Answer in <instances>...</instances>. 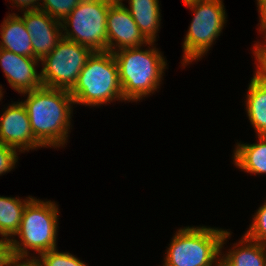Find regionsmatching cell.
Listing matches in <instances>:
<instances>
[{"instance_id":"obj_6","label":"cell","mask_w":266,"mask_h":266,"mask_svg":"<svg viewBox=\"0 0 266 266\" xmlns=\"http://www.w3.org/2000/svg\"><path fill=\"white\" fill-rule=\"evenodd\" d=\"M185 6L193 11L194 17L182 44L184 67L208 53L227 21L223 0H194Z\"/></svg>"},{"instance_id":"obj_24","label":"cell","mask_w":266,"mask_h":266,"mask_svg":"<svg viewBox=\"0 0 266 266\" xmlns=\"http://www.w3.org/2000/svg\"><path fill=\"white\" fill-rule=\"evenodd\" d=\"M12 3L24 12L40 10L41 0H10Z\"/></svg>"},{"instance_id":"obj_4","label":"cell","mask_w":266,"mask_h":266,"mask_svg":"<svg viewBox=\"0 0 266 266\" xmlns=\"http://www.w3.org/2000/svg\"><path fill=\"white\" fill-rule=\"evenodd\" d=\"M231 231L186 226L176 231L162 266H219V257Z\"/></svg>"},{"instance_id":"obj_2","label":"cell","mask_w":266,"mask_h":266,"mask_svg":"<svg viewBox=\"0 0 266 266\" xmlns=\"http://www.w3.org/2000/svg\"><path fill=\"white\" fill-rule=\"evenodd\" d=\"M144 46L124 48L113 53L118 64L123 98L127 102L140 101L154 94L163 80L167 63L154 42ZM162 79V80H161Z\"/></svg>"},{"instance_id":"obj_21","label":"cell","mask_w":266,"mask_h":266,"mask_svg":"<svg viewBox=\"0 0 266 266\" xmlns=\"http://www.w3.org/2000/svg\"><path fill=\"white\" fill-rule=\"evenodd\" d=\"M252 219L244 235L250 240L266 245V201L258 208Z\"/></svg>"},{"instance_id":"obj_3","label":"cell","mask_w":266,"mask_h":266,"mask_svg":"<svg viewBox=\"0 0 266 266\" xmlns=\"http://www.w3.org/2000/svg\"><path fill=\"white\" fill-rule=\"evenodd\" d=\"M58 205L54 201L32 198L24 208L19 231L14 235L19 240H10L11 253L14 258L36 259L29 256L30 250L37 255L57 248Z\"/></svg>"},{"instance_id":"obj_17","label":"cell","mask_w":266,"mask_h":266,"mask_svg":"<svg viewBox=\"0 0 266 266\" xmlns=\"http://www.w3.org/2000/svg\"><path fill=\"white\" fill-rule=\"evenodd\" d=\"M32 196L20 199L19 197L0 196V236L6 240L19 231L25 206Z\"/></svg>"},{"instance_id":"obj_25","label":"cell","mask_w":266,"mask_h":266,"mask_svg":"<svg viewBox=\"0 0 266 266\" xmlns=\"http://www.w3.org/2000/svg\"><path fill=\"white\" fill-rule=\"evenodd\" d=\"M12 258L10 241L0 238V266H6Z\"/></svg>"},{"instance_id":"obj_18","label":"cell","mask_w":266,"mask_h":266,"mask_svg":"<svg viewBox=\"0 0 266 266\" xmlns=\"http://www.w3.org/2000/svg\"><path fill=\"white\" fill-rule=\"evenodd\" d=\"M246 112L257 136H266V85L251 78L246 95Z\"/></svg>"},{"instance_id":"obj_29","label":"cell","mask_w":266,"mask_h":266,"mask_svg":"<svg viewBox=\"0 0 266 266\" xmlns=\"http://www.w3.org/2000/svg\"><path fill=\"white\" fill-rule=\"evenodd\" d=\"M182 1H183L184 4H185V3H187V2L194 1V0H182Z\"/></svg>"},{"instance_id":"obj_7","label":"cell","mask_w":266,"mask_h":266,"mask_svg":"<svg viewBox=\"0 0 266 266\" xmlns=\"http://www.w3.org/2000/svg\"><path fill=\"white\" fill-rule=\"evenodd\" d=\"M114 1L82 0L61 22L63 38L93 51H108L107 14Z\"/></svg>"},{"instance_id":"obj_10","label":"cell","mask_w":266,"mask_h":266,"mask_svg":"<svg viewBox=\"0 0 266 266\" xmlns=\"http://www.w3.org/2000/svg\"><path fill=\"white\" fill-rule=\"evenodd\" d=\"M0 142L22 153L43 147L34 138L29 116L21 101L9 104L1 114Z\"/></svg>"},{"instance_id":"obj_23","label":"cell","mask_w":266,"mask_h":266,"mask_svg":"<svg viewBox=\"0 0 266 266\" xmlns=\"http://www.w3.org/2000/svg\"><path fill=\"white\" fill-rule=\"evenodd\" d=\"M17 150L0 142V176L14 169L18 162Z\"/></svg>"},{"instance_id":"obj_12","label":"cell","mask_w":266,"mask_h":266,"mask_svg":"<svg viewBox=\"0 0 266 266\" xmlns=\"http://www.w3.org/2000/svg\"><path fill=\"white\" fill-rule=\"evenodd\" d=\"M39 60L0 48V65L9 85L22 94L42 87Z\"/></svg>"},{"instance_id":"obj_15","label":"cell","mask_w":266,"mask_h":266,"mask_svg":"<svg viewBox=\"0 0 266 266\" xmlns=\"http://www.w3.org/2000/svg\"><path fill=\"white\" fill-rule=\"evenodd\" d=\"M123 2V0H120ZM133 20L149 42H156L161 24L159 0H128Z\"/></svg>"},{"instance_id":"obj_14","label":"cell","mask_w":266,"mask_h":266,"mask_svg":"<svg viewBox=\"0 0 266 266\" xmlns=\"http://www.w3.org/2000/svg\"><path fill=\"white\" fill-rule=\"evenodd\" d=\"M226 254L220 253L219 266H265L266 245L242 235Z\"/></svg>"},{"instance_id":"obj_11","label":"cell","mask_w":266,"mask_h":266,"mask_svg":"<svg viewBox=\"0 0 266 266\" xmlns=\"http://www.w3.org/2000/svg\"><path fill=\"white\" fill-rule=\"evenodd\" d=\"M20 17L31 36L33 58L43 60L63 38L61 21L40 10L23 12Z\"/></svg>"},{"instance_id":"obj_22","label":"cell","mask_w":266,"mask_h":266,"mask_svg":"<svg viewBox=\"0 0 266 266\" xmlns=\"http://www.w3.org/2000/svg\"><path fill=\"white\" fill-rule=\"evenodd\" d=\"M254 45L252 52L254 53V58L257 61V69H255L256 71L252 79L257 81L258 83L266 85V38L264 39V42L262 44L257 41V43H255Z\"/></svg>"},{"instance_id":"obj_20","label":"cell","mask_w":266,"mask_h":266,"mask_svg":"<svg viewBox=\"0 0 266 266\" xmlns=\"http://www.w3.org/2000/svg\"><path fill=\"white\" fill-rule=\"evenodd\" d=\"M40 11L63 21L82 0H41Z\"/></svg>"},{"instance_id":"obj_28","label":"cell","mask_w":266,"mask_h":266,"mask_svg":"<svg viewBox=\"0 0 266 266\" xmlns=\"http://www.w3.org/2000/svg\"><path fill=\"white\" fill-rule=\"evenodd\" d=\"M3 93L4 91H3L2 85H0V101L3 98Z\"/></svg>"},{"instance_id":"obj_5","label":"cell","mask_w":266,"mask_h":266,"mask_svg":"<svg viewBox=\"0 0 266 266\" xmlns=\"http://www.w3.org/2000/svg\"><path fill=\"white\" fill-rule=\"evenodd\" d=\"M70 94L74 105L99 107L116 100L125 101L113 53L94 51L83 66Z\"/></svg>"},{"instance_id":"obj_9","label":"cell","mask_w":266,"mask_h":266,"mask_svg":"<svg viewBox=\"0 0 266 266\" xmlns=\"http://www.w3.org/2000/svg\"><path fill=\"white\" fill-rule=\"evenodd\" d=\"M108 51L114 53L120 49L147 46L149 41L143 36L127 7L115 0L107 14Z\"/></svg>"},{"instance_id":"obj_8","label":"cell","mask_w":266,"mask_h":266,"mask_svg":"<svg viewBox=\"0 0 266 266\" xmlns=\"http://www.w3.org/2000/svg\"><path fill=\"white\" fill-rule=\"evenodd\" d=\"M94 51L84 45L62 38L56 47L41 60L42 85L49 88L71 90Z\"/></svg>"},{"instance_id":"obj_13","label":"cell","mask_w":266,"mask_h":266,"mask_svg":"<svg viewBox=\"0 0 266 266\" xmlns=\"http://www.w3.org/2000/svg\"><path fill=\"white\" fill-rule=\"evenodd\" d=\"M0 27V48L33 58L31 36L19 15L16 13L7 15Z\"/></svg>"},{"instance_id":"obj_26","label":"cell","mask_w":266,"mask_h":266,"mask_svg":"<svg viewBox=\"0 0 266 266\" xmlns=\"http://www.w3.org/2000/svg\"><path fill=\"white\" fill-rule=\"evenodd\" d=\"M257 1V7H258V13H259V33L263 35V38H266V0H256Z\"/></svg>"},{"instance_id":"obj_1","label":"cell","mask_w":266,"mask_h":266,"mask_svg":"<svg viewBox=\"0 0 266 266\" xmlns=\"http://www.w3.org/2000/svg\"><path fill=\"white\" fill-rule=\"evenodd\" d=\"M24 94V95H23ZM34 138L43 147L61 148L69 139L74 99L69 90L42 86L22 93Z\"/></svg>"},{"instance_id":"obj_19","label":"cell","mask_w":266,"mask_h":266,"mask_svg":"<svg viewBox=\"0 0 266 266\" xmlns=\"http://www.w3.org/2000/svg\"><path fill=\"white\" fill-rule=\"evenodd\" d=\"M40 266H88L69 252H59L58 249H52L36 257Z\"/></svg>"},{"instance_id":"obj_27","label":"cell","mask_w":266,"mask_h":266,"mask_svg":"<svg viewBox=\"0 0 266 266\" xmlns=\"http://www.w3.org/2000/svg\"><path fill=\"white\" fill-rule=\"evenodd\" d=\"M6 266H40L36 259L12 258Z\"/></svg>"},{"instance_id":"obj_16","label":"cell","mask_w":266,"mask_h":266,"mask_svg":"<svg viewBox=\"0 0 266 266\" xmlns=\"http://www.w3.org/2000/svg\"><path fill=\"white\" fill-rule=\"evenodd\" d=\"M257 138L258 143H236L232 158L234 165L241 171L263 175L266 174V136Z\"/></svg>"}]
</instances>
